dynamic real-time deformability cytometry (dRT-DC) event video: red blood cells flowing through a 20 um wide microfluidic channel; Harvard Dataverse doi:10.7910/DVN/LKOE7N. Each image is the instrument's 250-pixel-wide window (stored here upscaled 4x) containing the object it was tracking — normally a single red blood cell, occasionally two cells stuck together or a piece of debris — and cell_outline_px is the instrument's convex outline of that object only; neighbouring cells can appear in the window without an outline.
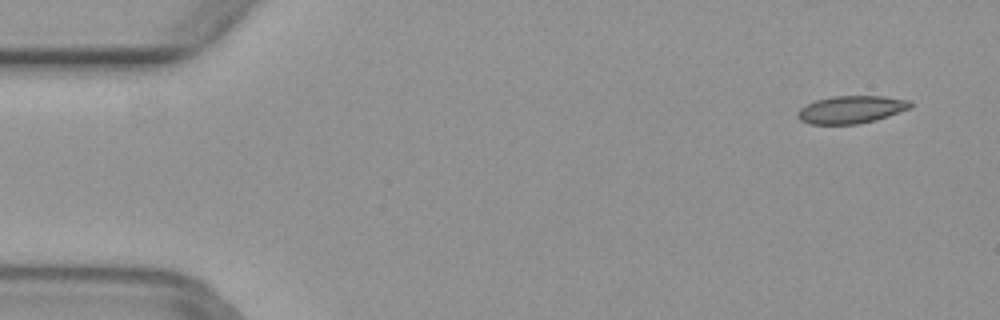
{"species": "common noctule bat (a hibernating species)", "species_latin": "Nyctalus noctula", "temperature_condition": "warm", "stored_images_in_passage": 50, "camera_frame_rate_fps": 3000, "um_per_image_px": 0.085, "animal": {"sex": "female", "body_mass_g": 29.2, "forearm_length_mm": 56.3}, "frame": {"image": 1, "passage_image": 3, "time_ms": 0.667, "image_size_px": [1000, 320], "cell_outline_px": [[912, 108], [876, 120], [856, 124], [808, 124], [800, 120], [796, 116], [796, 112], [800, 108], [816, 100], [832, 96], [884, 96], [912, 100]], "centroid_in_image_um": [72.37, 9.31], "position_along_channel_um": 12.6, "area_um2": 18.32}}
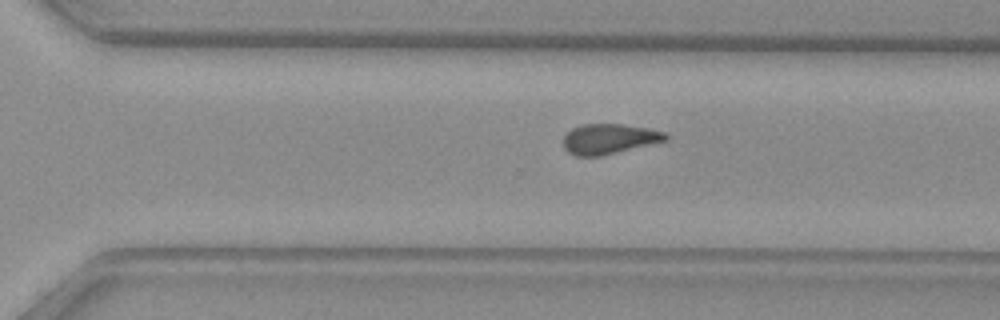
{"frame": {"image": 2, "passage_image": 34, "time_ms": 11.0, "image_size_px": [1000, 320], "cell_outline_px": [[668, 140], [600, 156], [576, 156], [568, 152], [564, 148], [564, 136], [572, 128], [584, 124], [620, 124], [648, 128], [664, 132], [668, 136]], "centroid_in_image_um": [51.77, 11.81], "position_along_channel_um": 318.8, "area_um2": 17.8}}
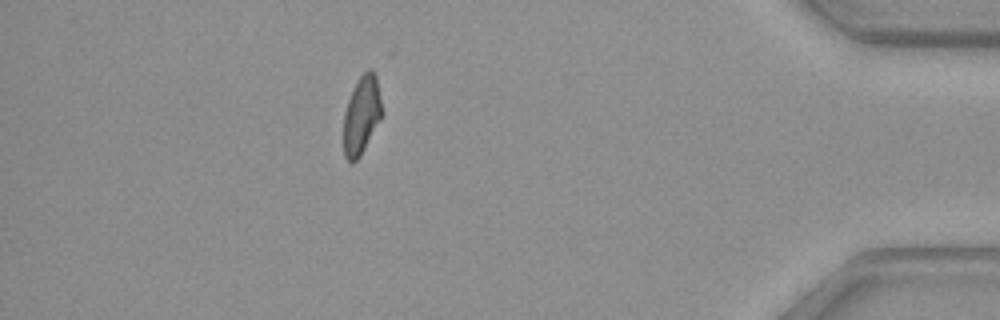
{"frame": {"image": 3, "passage_image": 44, "time_ms": 14.333, "image_size_px": [1000, 320], "cell_outline_px": [[380, 120], [360, 156], [352, 164], [344, 156], [344, 112], [348, 100], [360, 76], [368, 68], [372, 68], [376, 76], [380, 100]], "centroid_in_image_um": [30.71, 9.8], "position_along_channel_um": 404.5, "area_um2": 16.99}}